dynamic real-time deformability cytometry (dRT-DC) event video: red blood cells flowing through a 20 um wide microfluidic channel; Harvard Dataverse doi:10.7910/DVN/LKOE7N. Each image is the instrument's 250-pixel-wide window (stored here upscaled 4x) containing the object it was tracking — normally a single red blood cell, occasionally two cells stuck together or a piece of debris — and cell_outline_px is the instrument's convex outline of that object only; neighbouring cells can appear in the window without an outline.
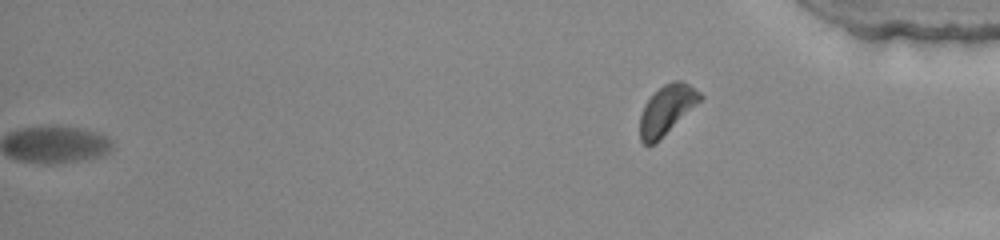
{"species": "common noctule bat (a hibernating species)", "species_latin": "Nyctalus noctula", "temperature_condition": "warm", "stored_images_in_passage": 59, "segment_of_instrument_passage": [2, 2], "camera_frame_rate_fps": 3000, "um_per_image_px": 0.085, "animal": {"sex": "female", "body_mass_g": 22.0, "forearm_length_mm": 56.7}, "frame": {"image": 1, "passage_image": 59, "time_ms": 19.333, "image_size_px": [1000, 240], "cell_outline_px": [[704, 96], [696, 104], [652, 144], [644, 144], [640, 140], [640, 116], [644, 104], [664, 84], [672, 80], [680, 80], [688, 84], [700, 92]], "centroid_in_image_um": [56.65, 9.28], "position_along_channel_um": 378.6, "area_um2": 16.42}}